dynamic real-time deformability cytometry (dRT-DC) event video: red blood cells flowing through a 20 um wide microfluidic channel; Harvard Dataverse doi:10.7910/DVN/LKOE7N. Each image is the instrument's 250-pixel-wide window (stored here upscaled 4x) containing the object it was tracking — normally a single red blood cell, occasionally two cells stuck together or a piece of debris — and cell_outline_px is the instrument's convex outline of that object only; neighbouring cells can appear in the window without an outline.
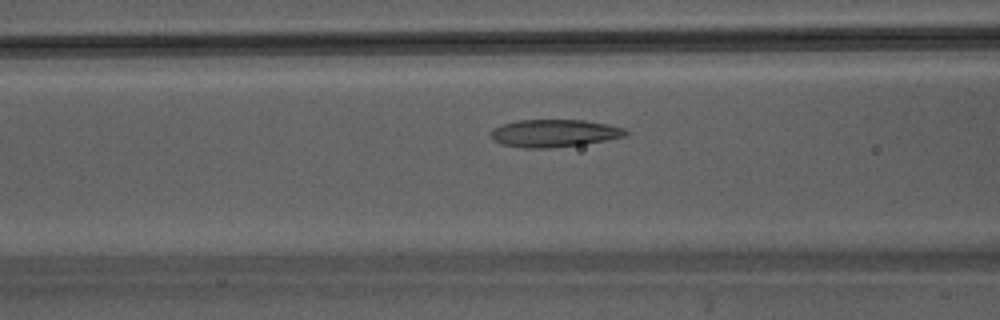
{"species": "Egyptian fruit bat (a non-hibernating species)", "species_latin": "Rousettus aegyptiacus", "temperature_condition": "warm", "stored_images_in_passage": 13, "camera_frame_rate_fps": 3000, "um_per_image_px": 0.085, "animal": {"sex": "male"}, "frame": {"image": 1, "passage_image": 8, "time_ms": 2.333, "image_size_px": [1000, 320], "cell_outline_px": [[628, 132], [624, 136], [604, 140], [580, 144], [552, 148], [524, 148], [500, 144], [492, 140], [492, 128], [504, 124], [520, 120], [584, 120], [608, 124], [624, 128]], "centroid_in_image_um": [47.07, 11.32], "position_along_channel_um": 119.5, "area_um2": 21.44}}
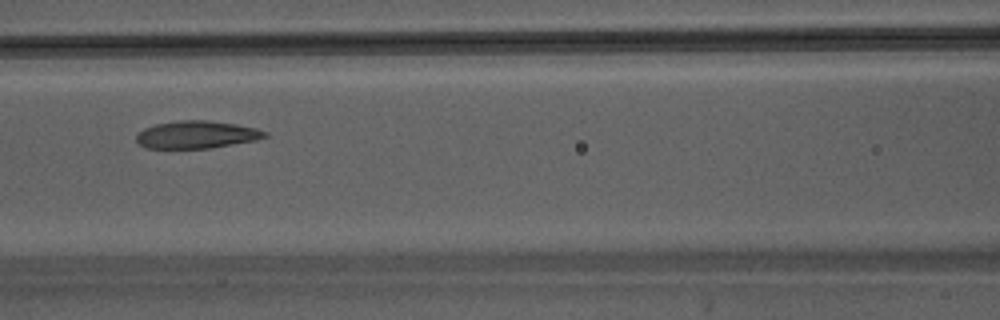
{"frame": {"image": 2, "passage_image": 10, "time_ms": 3.0, "image_size_px": [1000, 320], "cell_outline_px": [[268, 136], [256, 140], [208, 148], [148, 148], [140, 144], [136, 140], [136, 132], [144, 128], [156, 124], [180, 120], [204, 120], [236, 124], [256, 128], [268, 132]], "centroid_in_image_um": [16.7, 11.44], "position_along_channel_um": 149.9, "area_um2": 20.52}}
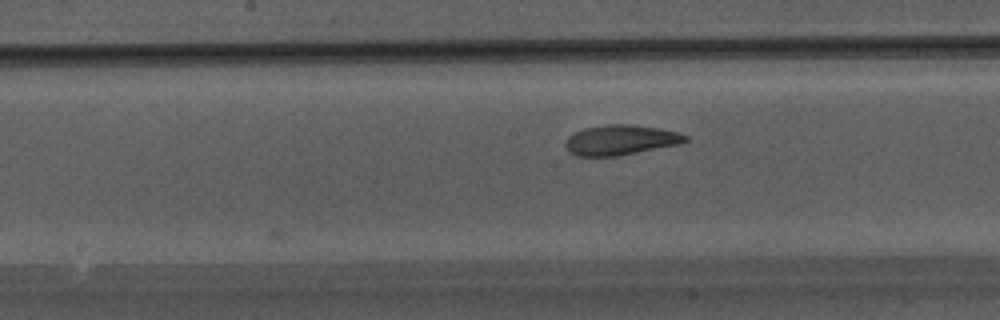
{"frame": {"image": 3, "passage_image": 13, "time_ms": 4.0, "image_size_px": [1000, 320], "cell_outline_px": [[688, 140], [680, 144], [616, 156], [576, 156], [568, 152], [564, 144], [568, 136], [584, 128], [604, 124], [632, 124], [660, 128], [676, 132], [688, 136]], "centroid_in_image_um": [52.72, 11.89], "position_along_channel_um": 195.5, "area_um2": 21.1}}